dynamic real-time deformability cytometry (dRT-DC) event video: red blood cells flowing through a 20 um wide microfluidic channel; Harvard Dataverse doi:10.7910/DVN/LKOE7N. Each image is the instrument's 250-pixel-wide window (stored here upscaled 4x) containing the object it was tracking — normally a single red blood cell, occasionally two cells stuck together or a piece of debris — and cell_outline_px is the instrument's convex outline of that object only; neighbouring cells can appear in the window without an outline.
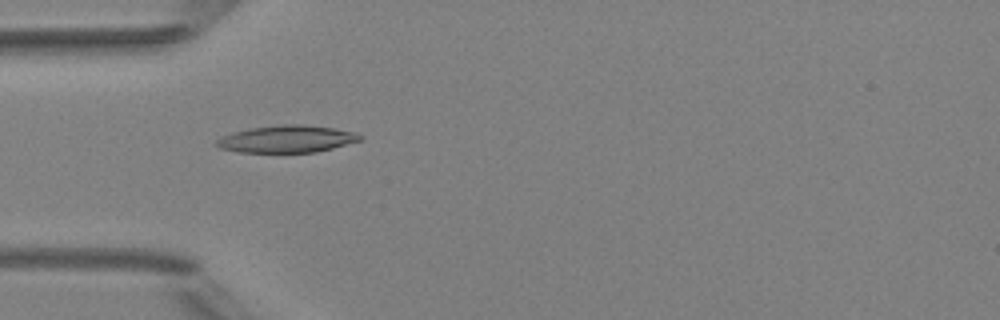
{"species": "Egyptian fruit bat (a non-hibernating species)", "species_latin": "Rousettus aegyptiacus", "temperature_condition": "room temperature", "stored_images_in_passage": 2, "camera_frame_rate_fps": 3000, "um_per_image_px": 0.085, "animal": {"sex": "female"}, "frame": {"image": 1, "passage_image": 1, "time_ms": 0.0, "image_size_px": [1000, 320], "cell_outline_px": [[364, 136], [360, 140], [332, 148], [316, 152], [236, 152], [220, 148], [216, 144], [216, 140], [220, 136], [232, 132], [248, 128], [280, 124], [304, 124], [332, 128], [352, 132]], "centroid_in_image_um": [24.32, 11.81], "position_along_channel_um": 60.7, "area_um2": 22.72}}
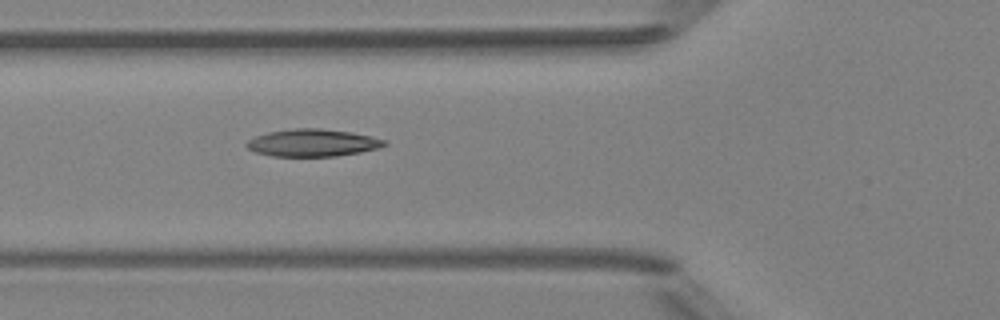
{"frame": {"image": 2, "passage_image": 2, "time_ms": 1.0, "image_size_px": [1000, 320], "cell_outline_px": [[388, 144], [380, 148], [360, 152], [336, 156], [272, 156], [256, 152], [248, 148], [244, 144], [252, 136], [268, 132], [292, 128], [320, 128], [348, 132], [368, 136], [384, 140]], "centroid_in_image_um": [26.52, 12.14], "position_along_channel_um": 99.3, "area_um2": 21.91}}